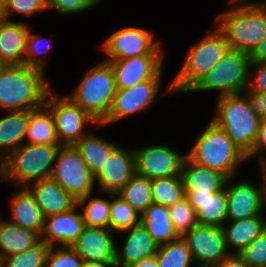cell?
Masks as SVG:
<instances>
[{
    "label": "cell",
    "instance_id": "obj_1",
    "mask_svg": "<svg viewBox=\"0 0 266 267\" xmlns=\"http://www.w3.org/2000/svg\"><path fill=\"white\" fill-rule=\"evenodd\" d=\"M42 70L27 65L0 66V109L35 110L42 107L50 92Z\"/></svg>",
    "mask_w": 266,
    "mask_h": 267
},
{
    "label": "cell",
    "instance_id": "obj_2",
    "mask_svg": "<svg viewBox=\"0 0 266 267\" xmlns=\"http://www.w3.org/2000/svg\"><path fill=\"white\" fill-rule=\"evenodd\" d=\"M232 4L214 21L231 49L250 55L266 38V7L250 0Z\"/></svg>",
    "mask_w": 266,
    "mask_h": 267
},
{
    "label": "cell",
    "instance_id": "obj_3",
    "mask_svg": "<svg viewBox=\"0 0 266 267\" xmlns=\"http://www.w3.org/2000/svg\"><path fill=\"white\" fill-rule=\"evenodd\" d=\"M215 27L189 48L184 63L165 94L189 93L231 49L224 34Z\"/></svg>",
    "mask_w": 266,
    "mask_h": 267
},
{
    "label": "cell",
    "instance_id": "obj_4",
    "mask_svg": "<svg viewBox=\"0 0 266 267\" xmlns=\"http://www.w3.org/2000/svg\"><path fill=\"white\" fill-rule=\"evenodd\" d=\"M212 121L247 155L257 138L260 116L246 93L217 99Z\"/></svg>",
    "mask_w": 266,
    "mask_h": 267
},
{
    "label": "cell",
    "instance_id": "obj_5",
    "mask_svg": "<svg viewBox=\"0 0 266 267\" xmlns=\"http://www.w3.org/2000/svg\"><path fill=\"white\" fill-rule=\"evenodd\" d=\"M187 157L198 165L223 173L228 178H235L239 165L247 161L246 154L212 120L199 134Z\"/></svg>",
    "mask_w": 266,
    "mask_h": 267
},
{
    "label": "cell",
    "instance_id": "obj_6",
    "mask_svg": "<svg viewBox=\"0 0 266 267\" xmlns=\"http://www.w3.org/2000/svg\"><path fill=\"white\" fill-rule=\"evenodd\" d=\"M61 145L23 144L0 162L1 182L14 187H28L51 176Z\"/></svg>",
    "mask_w": 266,
    "mask_h": 267
},
{
    "label": "cell",
    "instance_id": "obj_7",
    "mask_svg": "<svg viewBox=\"0 0 266 267\" xmlns=\"http://www.w3.org/2000/svg\"><path fill=\"white\" fill-rule=\"evenodd\" d=\"M116 90L111 65L102 60L89 68L71 94L66 95L101 124L111 110Z\"/></svg>",
    "mask_w": 266,
    "mask_h": 267
},
{
    "label": "cell",
    "instance_id": "obj_8",
    "mask_svg": "<svg viewBox=\"0 0 266 267\" xmlns=\"http://www.w3.org/2000/svg\"><path fill=\"white\" fill-rule=\"evenodd\" d=\"M250 64L249 54L230 49L189 93L215 91L218 98L244 94Z\"/></svg>",
    "mask_w": 266,
    "mask_h": 267
},
{
    "label": "cell",
    "instance_id": "obj_9",
    "mask_svg": "<svg viewBox=\"0 0 266 267\" xmlns=\"http://www.w3.org/2000/svg\"><path fill=\"white\" fill-rule=\"evenodd\" d=\"M50 177L76 200L93 193L95 177L73 145L59 148Z\"/></svg>",
    "mask_w": 266,
    "mask_h": 267
},
{
    "label": "cell",
    "instance_id": "obj_10",
    "mask_svg": "<svg viewBox=\"0 0 266 267\" xmlns=\"http://www.w3.org/2000/svg\"><path fill=\"white\" fill-rule=\"evenodd\" d=\"M50 90L45 105L51 110L56 128V136L61 146L74 145L88 135L86 125H99L88 113L67 95L57 96Z\"/></svg>",
    "mask_w": 266,
    "mask_h": 267
},
{
    "label": "cell",
    "instance_id": "obj_11",
    "mask_svg": "<svg viewBox=\"0 0 266 267\" xmlns=\"http://www.w3.org/2000/svg\"><path fill=\"white\" fill-rule=\"evenodd\" d=\"M146 28L128 26L111 33L101 44L105 53L104 61H118L143 55H165L161 41Z\"/></svg>",
    "mask_w": 266,
    "mask_h": 267
},
{
    "label": "cell",
    "instance_id": "obj_12",
    "mask_svg": "<svg viewBox=\"0 0 266 267\" xmlns=\"http://www.w3.org/2000/svg\"><path fill=\"white\" fill-rule=\"evenodd\" d=\"M136 174L150 180L181 176L187 154L168 145L134 148Z\"/></svg>",
    "mask_w": 266,
    "mask_h": 267
},
{
    "label": "cell",
    "instance_id": "obj_13",
    "mask_svg": "<svg viewBox=\"0 0 266 267\" xmlns=\"http://www.w3.org/2000/svg\"><path fill=\"white\" fill-rule=\"evenodd\" d=\"M261 176L262 183L259 187L248 180H239L231 184L234 177L228 178L226 182L228 221L243 220L266 213L264 212L266 185L262 173Z\"/></svg>",
    "mask_w": 266,
    "mask_h": 267
},
{
    "label": "cell",
    "instance_id": "obj_14",
    "mask_svg": "<svg viewBox=\"0 0 266 267\" xmlns=\"http://www.w3.org/2000/svg\"><path fill=\"white\" fill-rule=\"evenodd\" d=\"M182 238L187 242L195 266L214 267L231 253L222 227L197 224Z\"/></svg>",
    "mask_w": 266,
    "mask_h": 267
},
{
    "label": "cell",
    "instance_id": "obj_15",
    "mask_svg": "<svg viewBox=\"0 0 266 267\" xmlns=\"http://www.w3.org/2000/svg\"><path fill=\"white\" fill-rule=\"evenodd\" d=\"M161 80H147L132 88L117 89L107 118L98 125L103 127L150 108L160 92Z\"/></svg>",
    "mask_w": 266,
    "mask_h": 267
},
{
    "label": "cell",
    "instance_id": "obj_16",
    "mask_svg": "<svg viewBox=\"0 0 266 267\" xmlns=\"http://www.w3.org/2000/svg\"><path fill=\"white\" fill-rule=\"evenodd\" d=\"M165 55H143L109 61L117 89L132 88L147 80H162Z\"/></svg>",
    "mask_w": 266,
    "mask_h": 267
},
{
    "label": "cell",
    "instance_id": "obj_17",
    "mask_svg": "<svg viewBox=\"0 0 266 267\" xmlns=\"http://www.w3.org/2000/svg\"><path fill=\"white\" fill-rule=\"evenodd\" d=\"M110 228H83L82 234L71 245L84 262L116 265V245Z\"/></svg>",
    "mask_w": 266,
    "mask_h": 267
},
{
    "label": "cell",
    "instance_id": "obj_18",
    "mask_svg": "<svg viewBox=\"0 0 266 267\" xmlns=\"http://www.w3.org/2000/svg\"><path fill=\"white\" fill-rule=\"evenodd\" d=\"M136 173L133 148L118 146L110 155L104 168L95 177L99 192L118 193Z\"/></svg>",
    "mask_w": 266,
    "mask_h": 267
},
{
    "label": "cell",
    "instance_id": "obj_19",
    "mask_svg": "<svg viewBox=\"0 0 266 267\" xmlns=\"http://www.w3.org/2000/svg\"><path fill=\"white\" fill-rule=\"evenodd\" d=\"M78 209L76 205L67 212L45 217L41 240L50 247L71 246L85 227L82 214Z\"/></svg>",
    "mask_w": 266,
    "mask_h": 267
},
{
    "label": "cell",
    "instance_id": "obj_20",
    "mask_svg": "<svg viewBox=\"0 0 266 267\" xmlns=\"http://www.w3.org/2000/svg\"><path fill=\"white\" fill-rule=\"evenodd\" d=\"M127 233L122 248L116 246L115 267H132L143 259L154 256L159 245L149 235L140 223L131 229L122 231Z\"/></svg>",
    "mask_w": 266,
    "mask_h": 267
},
{
    "label": "cell",
    "instance_id": "obj_21",
    "mask_svg": "<svg viewBox=\"0 0 266 267\" xmlns=\"http://www.w3.org/2000/svg\"><path fill=\"white\" fill-rule=\"evenodd\" d=\"M27 188L34 195L44 217L67 212L77 205V200L51 177L30 184Z\"/></svg>",
    "mask_w": 266,
    "mask_h": 267
},
{
    "label": "cell",
    "instance_id": "obj_22",
    "mask_svg": "<svg viewBox=\"0 0 266 267\" xmlns=\"http://www.w3.org/2000/svg\"><path fill=\"white\" fill-rule=\"evenodd\" d=\"M185 198L196 211L198 224L222 227L228 221L226 186L213 193L186 192Z\"/></svg>",
    "mask_w": 266,
    "mask_h": 267
},
{
    "label": "cell",
    "instance_id": "obj_23",
    "mask_svg": "<svg viewBox=\"0 0 266 267\" xmlns=\"http://www.w3.org/2000/svg\"><path fill=\"white\" fill-rule=\"evenodd\" d=\"M11 198V220L10 223L42 235L44 230L45 217L38 206L34 195L27 187H17Z\"/></svg>",
    "mask_w": 266,
    "mask_h": 267
},
{
    "label": "cell",
    "instance_id": "obj_24",
    "mask_svg": "<svg viewBox=\"0 0 266 267\" xmlns=\"http://www.w3.org/2000/svg\"><path fill=\"white\" fill-rule=\"evenodd\" d=\"M31 29L26 23L0 20V64L23 65L25 41Z\"/></svg>",
    "mask_w": 266,
    "mask_h": 267
},
{
    "label": "cell",
    "instance_id": "obj_25",
    "mask_svg": "<svg viewBox=\"0 0 266 267\" xmlns=\"http://www.w3.org/2000/svg\"><path fill=\"white\" fill-rule=\"evenodd\" d=\"M181 176L186 192L213 193L225 188L228 177L223 173L196 164L186 157Z\"/></svg>",
    "mask_w": 266,
    "mask_h": 267
},
{
    "label": "cell",
    "instance_id": "obj_26",
    "mask_svg": "<svg viewBox=\"0 0 266 267\" xmlns=\"http://www.w3.org/2000/svg\"><path fill=\"white\" fill-rule=\"evenodd\" d=\"M227 223L228 225H226ZM222 229L229 252L231 254H239L263 232L265 229V216L262 213L252 218L227 221L222 226Z\"/></svg>",
    "mask_w": 266,
    "mask_h": 267
},
{
    "label": "cell",
    "instance_id": "obj_27",
    "mask_svg": "<svg viewBox=\"0 0 266 267\" xmlns=\"http://www.w3.org/2000/svg\"><path fill=\"white\" fill-rule=\"evenodd\" d=\"M29 110L10 111L0 119V162L25 144Z\"/></svg>",
    "mask_w": 266,
    "mask_h": 267
},
{
    "label": "cell",
    "instance_id": "obj_28",
    "mask_svg": "<svg viewBox=\"0 0 266 267\" xmlns=\"http://www.w3.org/2000/svg\"><path fill=\"white\" fill-rule=\"evenodd\" d=\"M141 224L159 246L182 237L172 225L168 206L152 203L141 214Z\"/></svg>",
    "mask_w": 266,
    "mask_h": 267
},
{
    "label": "cell",
    "instance_id": "obj_29",
    "mask_svg": "<svg viewBox=\"0 0 266 267\" xmlns=\"http://www.w3.org/2000/svg\"><path fill=\"white\" fill-rule=\"evenodd\" d=\"M75 149L81 155V158L85 161L92 175L96 177L99 172L104 168L105 163L109 160L112 152L119 146L114 142L107 141L95 135V133H89L82 137L74 145Z\"/></svg>",
    "mask_w": 266,
    "mask_h": 267
},
{
    "label": "cell",
    "instance_id": "obj_30",
    "mask_svg": "<svg viewBox=\"0 0 266 267\" xmlns=\"http://www.w3.org/2000/svg\"><path fill=\"white\" fill-rule=\"evenodd\" d=\"M41 235L0 218V255L2 258L33 248L41 242Z\"/></svg>",
    "mask_w": 266,
    "mask_h": 267
},
{
    "label": "cell",
    "instance_id": "obj_31",
    "mask_svg": "<svg viewBox=\"0 0 266 267\" xmlns=\"http://www.w3.org/2000/svg\"><path fill=\"white\" fill-rule=\"evenodd\" d=\"M25 143L34 145H60L56 136L53 114L45 104L29 112Z\"/></svg>",
    "mask_w": 266,
    "mask_h": 267
},
{
    "label": "cell",
    "instance_id": "obj_32",
    "mask_svg": "<svg viewBox=\"0 0 266 267\" xmlns=\"http://www.w3.org/2000/svg\"><path fill=\"white\" fill-rule=\"evenodd\" d=\"M108 198L85 197L77 199V206L81 208L84 224L87 227L109 228L111 193H102Z\"/></svg>",
    "mask_w": 266,
    "mask_h": 267
},
{
    "label": "cell",
    "instance_id": "obj_33",
    "mask_svg": "<svg viewBox=\"0 0 266 267\" xmlns=\"http://www.w3.org/2000/svg\"><path fill=\"white\" fill-rule=\"evenodd\" d=\"M116 194L140 214L153 203L151 180L136 173Z\"/></svg>",
    "mask_w": 266,
    "mask_h": 267
},
{
    "label": "cell",
    "instance_id": "obj_34",
    "mask_svg": "<svg viewBox=\"0 0 266 267\" xmlns=\"http://www.w3.org/2000/svg\"><path fill=\"white\" fill-rule=\"evenodd\" d=\"M153 203L171 206L186 197L182 176L151 180Z\"/></svg>",
    "mask_w": 266,
    "mask_h": 267
},
{
    "label": "cell",
    "instance_id": "obj_35",
    "mask_svg": "<svg viewBox=\"0 0 266 267\" xmlns=\"http://www.w3.org/2000/svg\"><path fill=\"white\" fill-rule=\"evenodd\" d=\"M155 256L159 267H191L194 265L191 251L182 237L160 245Z\"/></svg>",
    "mask_w": 266,
    "mask_h": 267
},
{
    "label": "cell",
    "instance_id": "obj_36",
    "mask_svg": "<svg viewBox=\"0 0 266 267\" xmlns=\"http://www.w3.org/2000/svg\"><path fill=\"white\" fill-rule=\"evenodd\" d=\"M141 223V214L118 194L111 193L109 228L112 232H122Z\"/></svg>",
    "mask_w": 266,
    "mask_h": 267
},
{
    "label": "cell",
    "instance_id": "obj_37",
    "mask_svg": "<svg viewBox=\"0 0 266 267\" xmlns=\"http://www.w3.org/2000/svg\"><path fill=\"white\" fill-rule=\"evenodd\" d=\"M50 246L41 241L33 248L3 258L2 267H45Z\"/></svg>",
    "mask_w": 266,
    "mask_h": 267
},
{
    "label": "cell",
    "instance_id": "obj_38",
    "mask_svg": "<svg viewBox=\"0 0 266 267\" xmlns=\"http://www.w3.org/2000/svg\"><path fill=\"white\" fill-rule=\"evenodd\" d=\"M168 209L172 225L181 236L198 224L196 211L186 198L169 206Z\"/></svg>",
    "mask_w": 266,
    "mask_h": 267
},
{
    "label": "cell",
    "instance_id": "obj_39",
    "mask_svg": "<svg viewBox=\"0 0 266 267\" xmlns=\"http://www.w3.org/2000/svg\"><path fill=\"white\" fill-rule=\"evenodd\" d=\"M32 30L29 29L28 36L25 41V58L24 65L28 67H33L45 72V57H42L41 54H45L50 48V41L47 42L48 45L44 42V37L38 34H32ZM47 47V48H46ZM41 55V57H40Z\"/></svg>",
    "mask_w": 266,
    "mask_h": 267
},
{
    "label": "cell",
    "instance_id": "obj_40",
    "mask_svg": "<svg viewBox=\"0 0 266 267\" xmlns=\"http://www.w3.org/2000/svg\"><path fill=\"white\" fill-rule=\"evenodd\" d=\"M83 263L71 246H53L48 252L45 267H82Z\"/></svg>",
    "mask_w": 266,
    "mask_h": 267
},
{
    "label": "cell",
    "instance_id": "obj_41",
    "mask_svg": "<svg viewBox=\"0 0 266 267\" xmlns=\"http://www.w3.org/2000/svg\"><path fill=\"white\" fill-rule=\"evenodd\" d=\"M238 255L250 267H266V229Z\"/></svg>",
    "mask_w": 266,
    "mask_h": 267
},
{
    "label": "cell",
    "instance_id": "obj_42",
    "mask_svg": "<svg viewBox=\"0 0 266 267\" xmlns=\"http://www.w3.org/2000/svg\"><path fill=\"white\" fill-rule=\"evenodd\" d=\"M45 10H47L45 0H9L2 11V18L11 21L9 18L15 13L29 17L36 13L41 14Z\"/></svg>",
    "mask_w": 266,
    "mask_h": 267
},
{
    "label": "cell",
    "instance_id": "obj_43",
    "mask_svg": "<svg viewBox=\"0 0 266 267\" xmlns=\"http://www.w3.org/2000/svg\"><path fill=\"white\" fill-rule=\"evenodd\" d=\"M47 9L64 15L78 14L96 7L101 0H45Z\"/></svg>",
    "mask_w": 266,
    "mask_h": 267
},
{
    "label": "cell",
    "instance_id": "obj_44",
    "mask_svg": "<svg viewBox=\"0 0 266 267\" xmlns=\"http://www.w3.org/2000/svg\"><path fill=\"white\" fill-rule=\"evenodd\" d=\"M246 94L266 93V62L251 63Z\"/></svg>",
    "mask_w": 266,
    "mask_h": 267
},
{
    "label": "cell",
    "instance_id": "obj_45",
    "mask_svg": "<svg viewBox=\"0 0 266 267\" xmlns=\"http://www.w3.org/2000/svg\"><path fill=\"white\" fill-rule=\"evenodd\" d=\"M246 156L247 160L257 156L259 166L266 164V121H261L254 146Z\"/></svg>",
    "mask_w": 266,
    "mask_h": 267
},
{
    "label": "cell",
    "instance_id": "obj_46",
    "mask_svg": "<svg viewBox=\"0 0 266 267\" xmlns=\"http://www.w3.org/2000/svg\"><path fill=\"white\" fill-rule=\"evenodd\" d=\"M261 121H266V93L248 94Z\"/></svg>",
    "mask_w": 266,
    "mask_h": 267
},
{
    "label": "cell",
    "instance_id": "obj_47",
    "mask_svg": "<svg viewBox=\"0 0 266 267\" xmlns=\"http://www.w3.org/2000/svg\"><path fill=\"white\" fill-rule=\"evenodd\" d=\"M214 267H250L238 254H230Z\"/></svg>",
    "mask_w": 266,
    "mask_h": 267
},
{
    "label": "cell",
    "instance_id": "obj_48",
    "mask_svg": "<svg viewBox=\"0 0 266 267\" xmlns=\"http://www.w3.org/2000/svg\"><path fill=\"white\" fill-rule=\"evenodd\" d=\"M251 63L266 62V38L249 55Z\"/></svg>",
    "mask_w": 266,
    "mask_h": 267
},
{
    "label": "cell",
    "instance_id": "obj_49",
    "mask_svg": "<svg viewBox=\"0 0 266 267\" xmlns=\"http://www.w3.org/2000/svg\"><path fill=\"white\" fill-rule=\"evenodd\" d=\"M132 267H159L156 256H152L146 259L141 260L137 264H134Z\"/></svg>",
    "mask_w": 266,
    "mask_h": 267
},
{
    "label": "cell",
    "instance_id": "obj_50",
    "mask_svg": "<svg viewBox=\"0 0 266 267\" xmlns=\"http://www.w3.org/2000/svg\"><path fill=\"white\" fill-rule=\"evenodd\" d=\"M82 267H113L110 264L100 262H84Z\"/></svg>",
    "mask_w": 266,
    "mask_h": 267
},
{
    "label": "cell",
    "instance_id": "obj_51",
    "mask_svg": "<svg viewBox=\"0 0 266 267\" xmlns=\"http://www.w3.org/2000/svg\"><path fill=\"white\" fill-rule=\"evenodd\" d=\"M9 0H0V11L2 12L7 6Z\"/></svg>",
    "mask_w": 266,
    "mask_h": 267
},
{
    "label": "cell",
    "instance_id": "obj_52",
    "mask_svg": "<svg viewBox=\"0 0 266 267\" xmlns=\"http://www.w3.org/2000/svg\"><path fill=\"white\" fill-rule=\"evenodd\" d=\"M260 170H261V172L260 173H262V175L264 176V179H265V185H266V164L265 165H262V166H260ZM266 203V202H265Z\"/></svg>",
    "mask_w": 266,
    "mask_h": 267
},
{
    "label": "cell",
    "instance_id": "obj_53",
    "mask_svg": "<svg viewBox=\"0 0 266 267\" xmlns=\"http://www.w3.org/2000/svg\"><path fill=\"white\" fill-rule=\"evenodd\" d=\"M230 3H246L248 0H229Z\"/></svg>",
    "mask_w": 266,
    "mask_h": 267
},
{
    "label": "cell",
    "instance_id": "obj_54",
    "mask_svg": "<svg viewBox=\"0 0 266 267\" xmlns=\"http://www.w3.org/2000/svg\"><path fill=\"white\" fill-rule=\"evenodd\" d=\"M255 3H257V4L261 5V6L266 7V1H262V2L255 1Z\"/></svg>",
    "mask_w": 266,
    "mask_h": 267
},
{
    "label": "cell",
    "instance_id": "obj_55",
    "mask_svg": "<svg viewBox=\"0 0 266 267\" xmlns=\"http://www.w3.org/2000/svg\"><path fill=\"white\" fill-rule=\"evenodd\" d=\"M2 265H3V258H2V256L0 255V267H2Z\"/></svg>",
    "mask_w": 266,
    "mask_h": 267
},
{
    "label": "cell",
    "instance_id": "obj_56",
    "mask_svg": "<svg viewBox=\"0 0 266 267\" xmlns=\"http://www.w3.org/2000/svg\"><path fill=\"white\" fill-rule=\"evenodd\" d=\"M266 208V203L264 205V209ZM265 229H266V217H265Z\"/></svg>",
    "mask_w": 266,
    "mask_h": 267
},
{
    "label": "cell",
    "instance_id": "obj_57",
    "mask_svg": "<svg viewBox=\"0 0 266 267\" xmlns=\"http://www.w3.org/2000/svg\"><path fill=\"white\" fill-rule=\"evenodd\" d=\"M2 19V12L0 11V20Z\"/></svg>",
    "mask_w": 266,
    "mask_h": 267
}]
</instances>
